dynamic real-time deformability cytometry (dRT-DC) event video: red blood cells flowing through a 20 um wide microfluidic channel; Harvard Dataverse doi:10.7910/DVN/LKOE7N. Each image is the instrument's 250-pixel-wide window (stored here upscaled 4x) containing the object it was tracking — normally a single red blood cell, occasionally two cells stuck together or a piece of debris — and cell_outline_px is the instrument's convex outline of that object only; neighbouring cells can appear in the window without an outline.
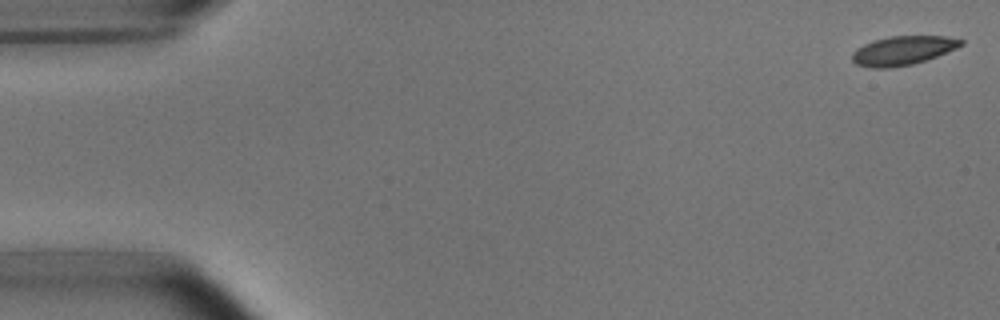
{"species": "common noctule bat (a hibernating species)", "species_latin": "Nyctalus noctula", "temperature_condition": "room temperature", "stored_images_in_passage": 53, "camera_frame_rate_fps": 3000, "um_per_image_px": 0.085, "animal": {"sex": "male", "body_mass_g": 15.6}, "frame": {"image": 1, "passage_image": 1, "time_ms": 0.0, "image_size_px": [1000, 320], "cell_outline_px": [[964, 44], [956, 48], [936, 56], [912, 64], [888, 68], [872, 68], [856, 64], [852, 60], [852, 52], [856, 48], [872, 40], [888, 36], [944, 36], [964, 40]], "centroid_in_image_um": [76.7, 4.28], "position_along_channel_um": 8.3, "area_um2": 18.32}}
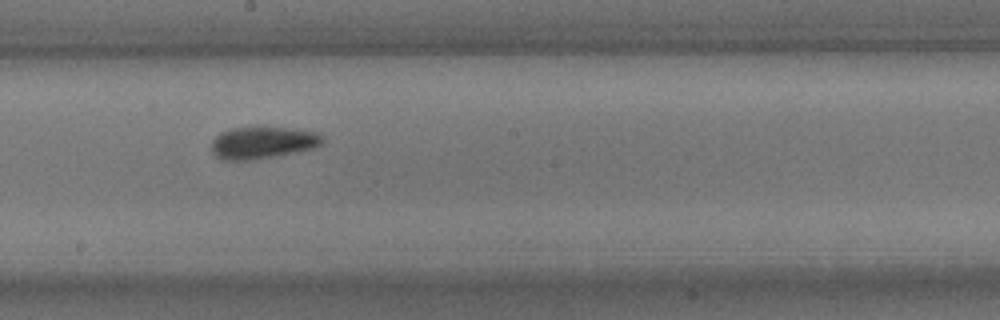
{"frame": {"image": 2, "passage_image": 29, "time_ms": 9.333, "image_size_px": [1000, 320], "cell_outline_px": [[324, 140], [320, 144], [312, 148], [272, 156], [248, 160], [220, 160], [212, 152], [212, 140], [220, 132], [232, 128], [256, 124], [316, 132]], "centroid_in_image_um": [22.24, 12.08], "position_along_channel_um": 226.0, "area_um2": 20.92}}
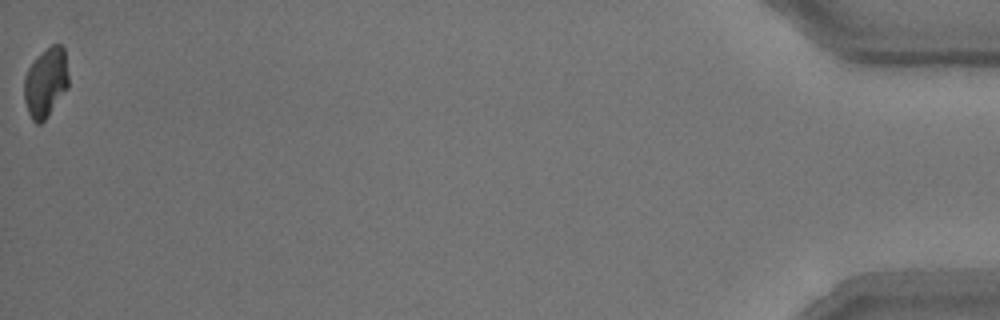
{"frame": {"image": 3, "passage_image": 53, "time_ms": 17.333, "image_size_px": [1000, 320], "cell_outline_px": [[68, 88], [48, 116], [40, 124], [36, 124], [32, 120], [28, 112], [24, 100], [24, 76], [28, 68], [36, 56], [52, 44], [60, 44], [64, 48], [68, 76]], "centroid_in_image_um": [3.88, 7.01], "position_along_channel_um": 431.3, "area_um2": 18.09}, "authors_computed_cell_mechanics": {"area_um2": 19.4786, "velocity_mm_per_s": 3.7528, "shape_relaxation_time_tau1_ms": 3.3261, "shape_relaxation_time_tau2_ms": 5.8456, "deformation_change_tau1": 0.1275, "deformation_change_tau2": 0.1238}}